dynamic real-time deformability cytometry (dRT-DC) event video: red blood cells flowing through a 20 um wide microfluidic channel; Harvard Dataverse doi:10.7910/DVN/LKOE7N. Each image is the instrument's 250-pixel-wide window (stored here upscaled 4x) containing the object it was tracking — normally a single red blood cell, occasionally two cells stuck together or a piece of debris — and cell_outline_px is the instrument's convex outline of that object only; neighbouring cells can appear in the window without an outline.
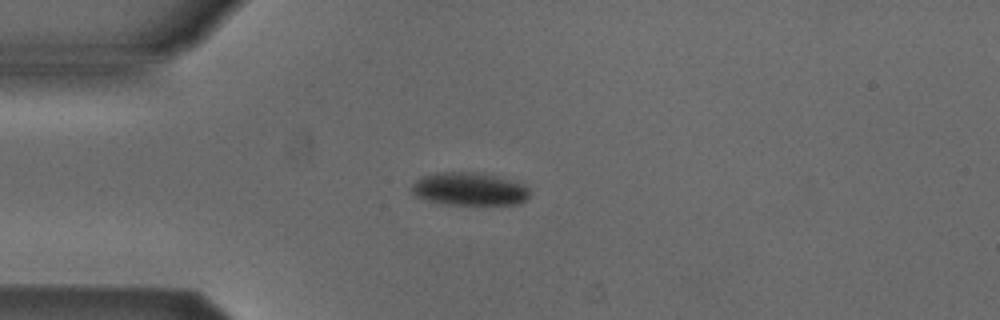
{"species": "Egyptian fruit bat (a non-hibernating species)", "species_latin": "Rousettus aegyptiacus", "temperature_condition": "cold", "stored_images_in_passage": 40, "camera_frame_rate_fps": 3000, "um_per_image_px": 0.085, "animal": {"sex": "male"}, "frame": {"image": 1, "passage_image": 1, "time_ms": 0.0, "image_size_px": [1000, 320], "cell_outline_px": [[532, 192], [520, 204], [448, 204], [428, 200], [416, 196], [412, 192], [412, 184], [420, 176], [436, 172], [484, 172], [512, 180], [524, 184]], "centroid_in_image_um": [39.91, 16.04], "position_along_channel_um": 45.1, "area_um2": 22.83}}
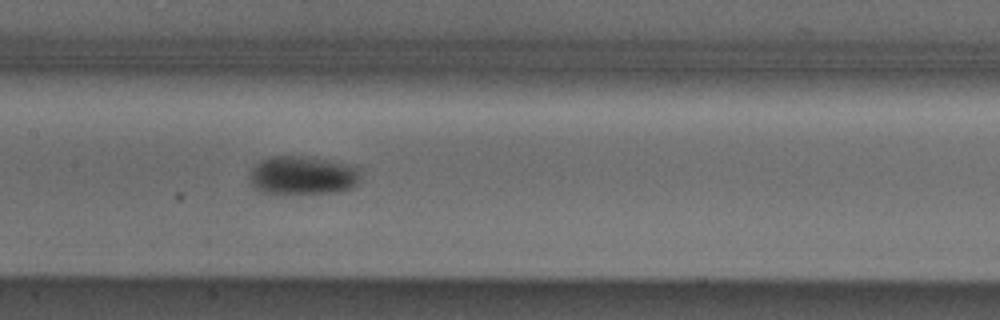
{"frame": {"image": 2, "passage_image": 13, "time_ms": 4.0, "image_size_px": [1000, 320], "cell_outline_px": [[360, 176], [356, 184], [352, 188], [336, 192], [260, 192], [248, 180], [248, 176], [252, 168], [260, 160], [268, 156], [308, 156], [328, 160], [356, 168]], "centroid_in_image_um": [25.65, 14.88], "position_along_channel_um": 181.7, "area_um2": 24.45}}
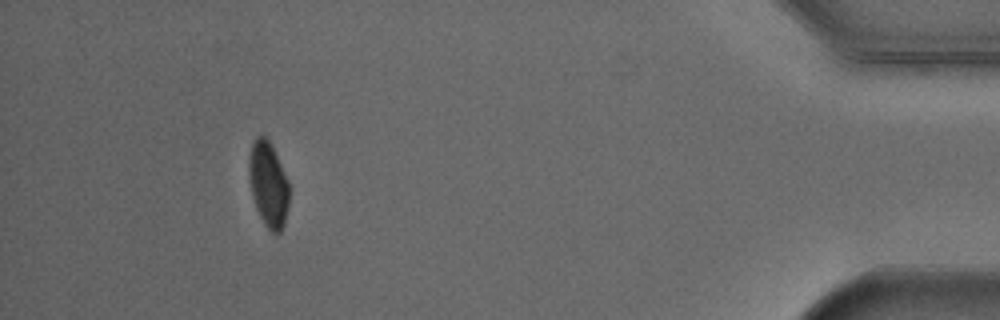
{"frame": {"image": 3, "passage_image": 36, "time_ms": 11.667, "image_size_px": [1000, 320], "cell_outline_px": [[288, 208], [284, 224], [280, 232], [272, 232], [264, 224], [256, 208], [252, 196], [248, 180], [248, 156], [252, 144], [256, 136], [264, 136], [268, 140], [288, 180]], "centroid_in_image_um": [22.77, 15.67], "position_along_channel_um": 412.4, "area_um2": 19.83}, "authors_computed_cell_mechanics": {"area_um2": 22.8599, "velocity_mm_per_s": 3.8657, "shape_relaxation_time_tau1_ms": 4.3144, "shape_relaxation_time_tau2_ms": null, "deformation_change_tau1": 0.078, "deformation_change_tau2": null}}